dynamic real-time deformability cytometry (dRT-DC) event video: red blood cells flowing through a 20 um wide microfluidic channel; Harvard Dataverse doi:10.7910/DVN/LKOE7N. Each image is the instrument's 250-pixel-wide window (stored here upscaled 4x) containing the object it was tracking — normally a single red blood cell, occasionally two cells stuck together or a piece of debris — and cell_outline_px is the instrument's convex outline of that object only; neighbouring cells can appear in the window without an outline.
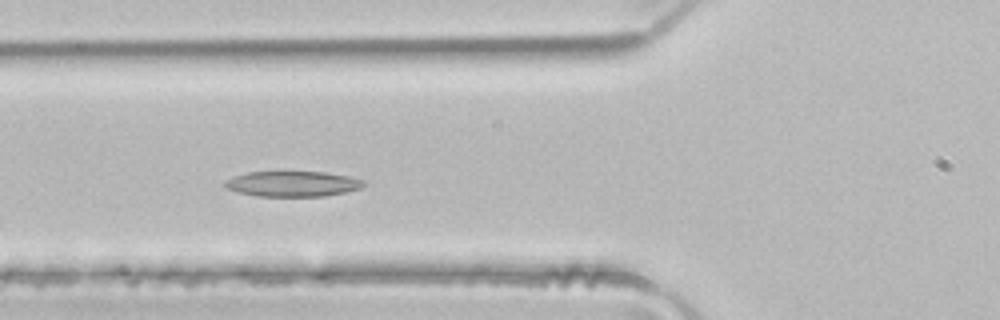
{"species": "common noctule bat (a hibernating species)", "species_latin": "Nyctalus noctula", "temperature_condition": "room temperature", "stored_images_in_passage": 4, "camera_frame_rate_fps": 3000, "um_per_image_px": 0.085, "animal": {"sex": "male", "body_mass_g": 21.5, "forearm_length_mm": 52.0}, "frame": {"image": 1, "passage_image": 3, "time_ms": 0.667, "image_size_px": [1000, 320], "cell_outline_px": [[364, 184], [360, 188], [344, 192], [324, 196], [256, 196], [236, 192], [224, 188], [224, 180], [232, 176], [248, 172], [324, 172], [348, 176], [364, 180]], "centroid_in_image_um": [24.79, 15.63], "position_along_channel_um": 101.0, "area_um2": 20.58}}
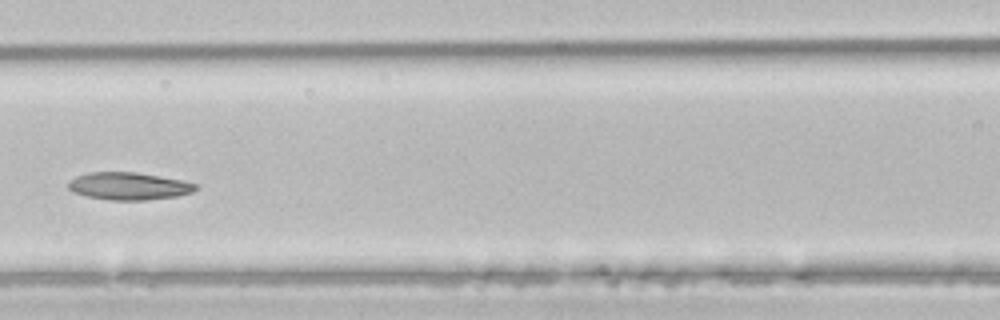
{"frame": {"image": 2, "passage_image": 4, "time_ms": 1.0, "image_size_px": [1000, 320], "cell_outline_px": [[200, 188], [192, 192], [176, 196], [144, 200], [112, 200], [88, 196], [72, 192], [68, 188], [68, 184], [76, 176], [88, 172], [136, 172], [184, 180], [196, 184]], "centroid_in_image_um": [10.97, 15.81], "position_along_channel_um": 155.6, "area_um2": 20.35}}